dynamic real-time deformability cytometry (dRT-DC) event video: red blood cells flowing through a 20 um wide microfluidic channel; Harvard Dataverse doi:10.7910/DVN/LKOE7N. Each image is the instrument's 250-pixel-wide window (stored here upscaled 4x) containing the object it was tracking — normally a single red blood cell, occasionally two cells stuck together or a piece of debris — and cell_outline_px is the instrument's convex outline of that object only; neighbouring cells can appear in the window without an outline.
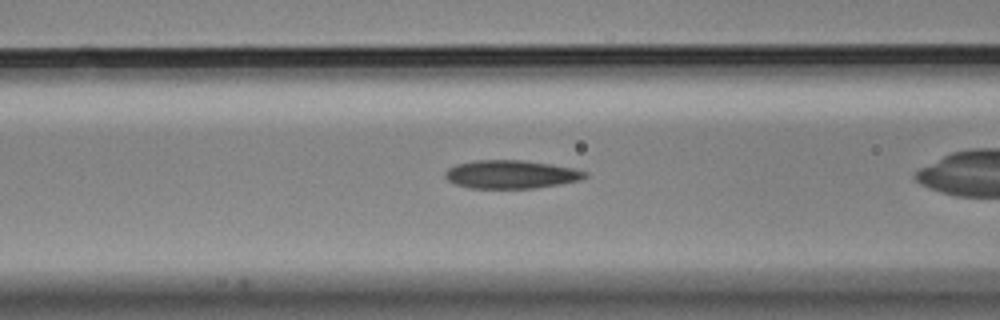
{"species": "Egyptian fruit bat (a non-hibernating species)", "species_latin": "Rousettus aegyptiacus", "temperature_condition": "cold", "stored_images_in_passage": 36, "camera_frame_rate_fps": 3000, "um_per_image_px": 0.085, "animal": {"sex": "male"}, "frame": {"image": 1, "passage_image": 13, "time_ms": 4.0, "image_size_px": [1000, 320], "cell_outline_px": [[588, 176], [580, 180], [560, 184], [536, 188], [468, 188], [456, 184], [448, 180], [444, 176], [444, 172], [448, 168], [456, 164], [476, 160], [520, 160], [548, 164], [572, 168], [588, 172]], "centroid_in_image_um": [43.42, 14.82], "position_along_channel_um": 123.2, "area_um2": 23.0}}
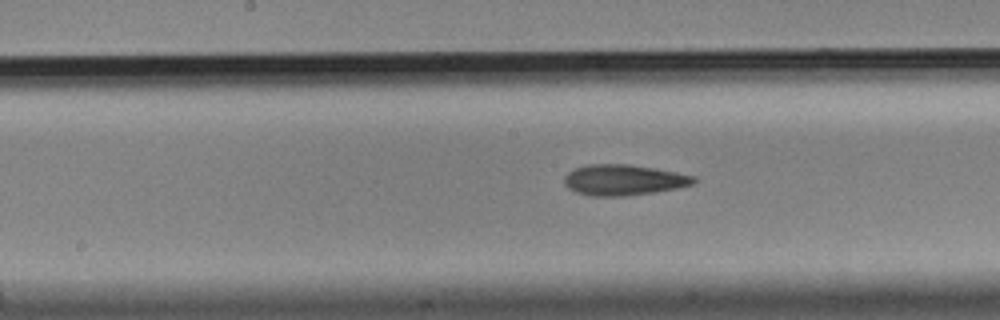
{"frame": {"image": 2, "passage_image": 19, "time_ms": 6.0, "image_size_px": [1000, 320], "cell_outline_px": [[700, 180], [692, 184], [680, 188], [656, 192], [624, 196], [592, 196], [576, 192], [568, 188], [564, 184], [564, 176], [568, 172], [576, 168], [588, 164], [628, 164], [676, 172], [696, 176]], "centroid_in_image_um": [53.04, 15.3], "position_along_channel_um": 195.2, "area_um2": 23.35}}
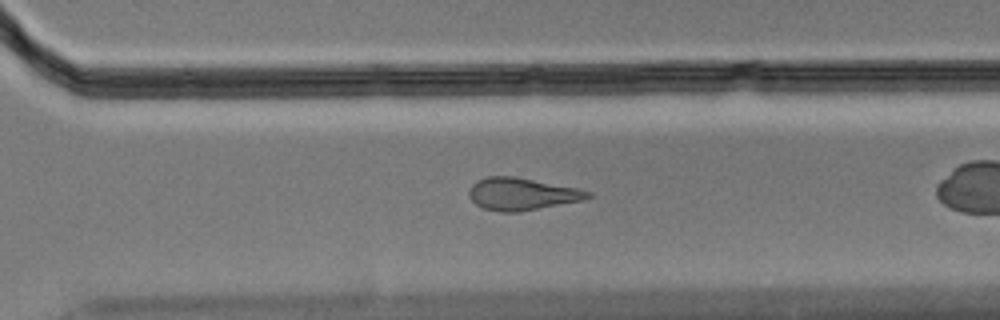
{"frame": {"image": 3, "passage_image": 30, "time_ms": 9.667, "image_size_px": [1000, 320], "cell_outline_px": [[592, 196], [580, 200], [520, 212], [500, 212], [484, 208], [476, 204], [468, 196], [468, 192], [472, 184], [476, 180], [488, 176], [512, 176], [576, 188], [592, 192]], "centroid_in_image_um": [44.3, 16.49], "position_along_channel_um": 326.3, "area_um2": 22.08}}